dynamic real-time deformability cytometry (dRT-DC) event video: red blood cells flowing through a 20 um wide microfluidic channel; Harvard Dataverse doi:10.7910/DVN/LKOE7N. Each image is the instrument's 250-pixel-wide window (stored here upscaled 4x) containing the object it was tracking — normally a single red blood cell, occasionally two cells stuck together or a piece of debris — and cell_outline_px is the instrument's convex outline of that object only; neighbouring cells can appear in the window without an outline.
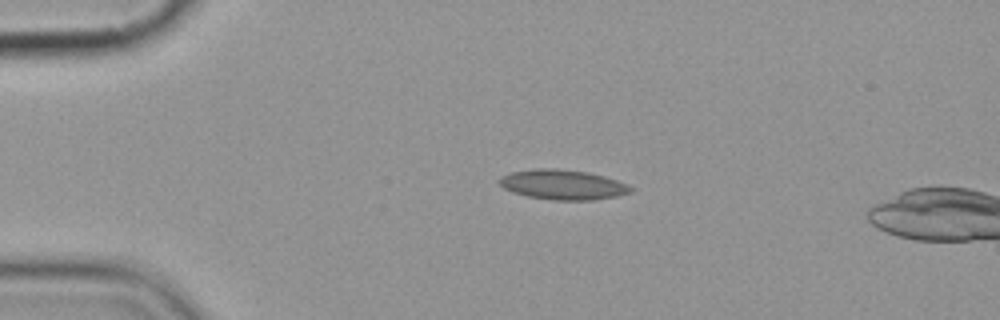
{"species": "common noctule bat (a hibernating species)", "species_latin": "Nyctalus noctula", "temperature_condition": "cold", "stored_images_in_passage": 3, "camera_frame_rate_fps": 3000, "um_per_image_px": 0.085, "animal": {"sex": "female", "body_mass_g": 19.9}, "frame": {"image": 1, "passage_image": 1, "time_ms": 0.0, "image_size_px": [1000, 320], "cell_outline_px": [[632, 192], [616, 196], [592, 200], [556, 200], [528, 196], [512, 192], [504, 188], [496, 180], [500, 176], [512, 172], [536, 168], [556, 168], [588, 172], [604, 176], [628, 184], [632, 188]], "centroid_in_image_um": [47.82, 15.69], "position_along_channel_um": 37.2, "area_um2": 22.89}}